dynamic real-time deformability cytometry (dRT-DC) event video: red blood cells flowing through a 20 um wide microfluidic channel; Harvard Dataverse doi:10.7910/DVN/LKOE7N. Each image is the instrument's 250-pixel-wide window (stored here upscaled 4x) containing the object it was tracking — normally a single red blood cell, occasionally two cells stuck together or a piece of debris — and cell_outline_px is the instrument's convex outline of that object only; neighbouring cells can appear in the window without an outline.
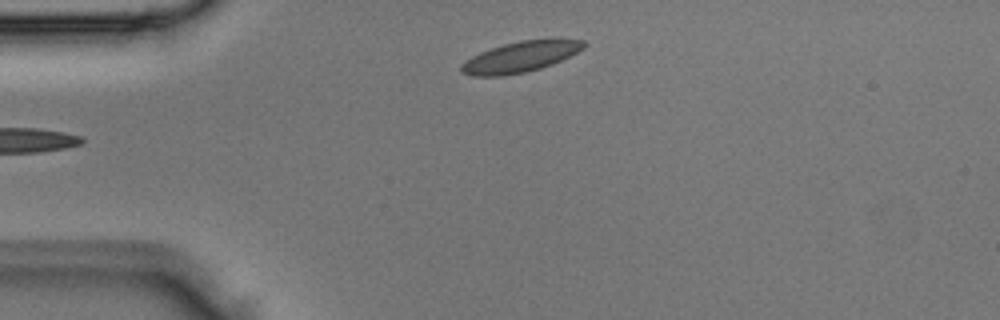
{"species": "Egyptian fruit bat (a non-hibernating species)", "species_latin": "Rousettus aegyptiacus", "temperature_condition": "room temperature", "stored_images_in_passage": 2, "camera_frame_rate_fps": 3000, "um_per_image_px": 0.085, "animal": {"sex": "male"}, "frame": {"image": 1, "passage_image": 2, "time_ms": 0.333, "image_size_px": [1000, 320], "cell_outline_px": [[588, 44], [584, 48], [552, 64], [540, 68], [524, 72], [504, 76], [472, 76], [460, 72], [460, 64], [472, 56], [480, 52], [504, 44], [520, 40], [552, 36], [556, 36], [584, 40]], "centroid_in_image_um": [44.3, 4.78], "position_along_channel_um": 40.7, "area_um2": 22.54}}